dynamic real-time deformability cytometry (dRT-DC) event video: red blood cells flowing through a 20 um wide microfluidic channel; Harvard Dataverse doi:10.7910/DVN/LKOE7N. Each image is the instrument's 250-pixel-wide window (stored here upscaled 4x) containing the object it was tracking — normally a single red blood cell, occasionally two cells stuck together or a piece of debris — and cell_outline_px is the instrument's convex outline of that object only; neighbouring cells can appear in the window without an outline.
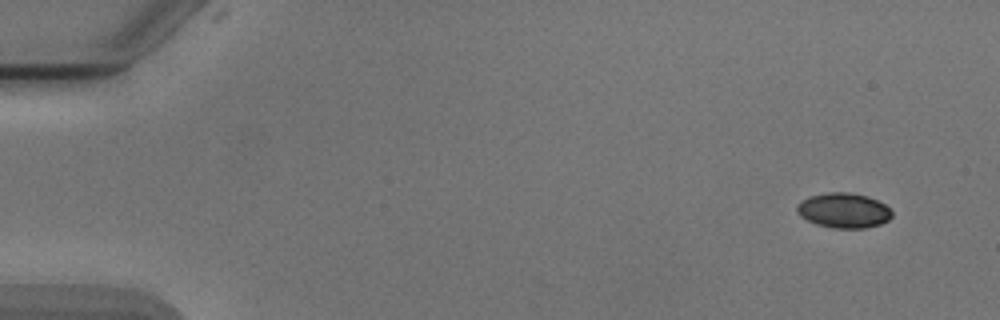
{"species": "Egyptian fruit bat (a non-hibernating species)", "species_latin": "Rousettus aegyptiacus", "temperature_condition": "cold", "stored_images_in_passage": 6, "camera_frame_rate_fps": 3000, "um_per_image_px": 0.085, "animal": {"sex": "male"}, "frame": {"image": 1, "passage_image": 1, "time_ms": 0.0, "image_size_px": [1000, 320], "cell_outline_px": [[892, 216], [888, 220], [880, 224], [864, 228], [832, 228], [816, 224], [800, 216], [796, 212], [796, 204], [800, 200], [808, 196], [828, 192], [848, 192], [868, 196], [884, 204], [892, 212]], "centroid_in_image_um": [71.67, 17.88], "position_along_channel_um": 13.3, "area_um2": 19.48}}
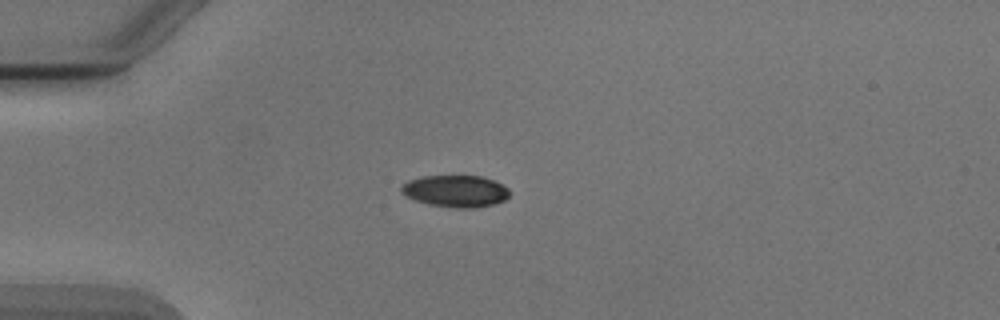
{"frame": {"image": 2, "passage_image": 4, "time_ms": 3.667, "image_size_px": [1000, 320], "cell_outline_px": [[508, 196], [504, 200], [492, 204], [476, 208], [456, 208], [428, 204], [404, 196], [400, 192], [400, 188], [408, 180], [420, 176], [480, 176], [492, 180], [508, 188]], "centroid_in_image_um": [38.67, 16.24], "position_along_channel_um": 46.3, "area_um2": 20.0}}
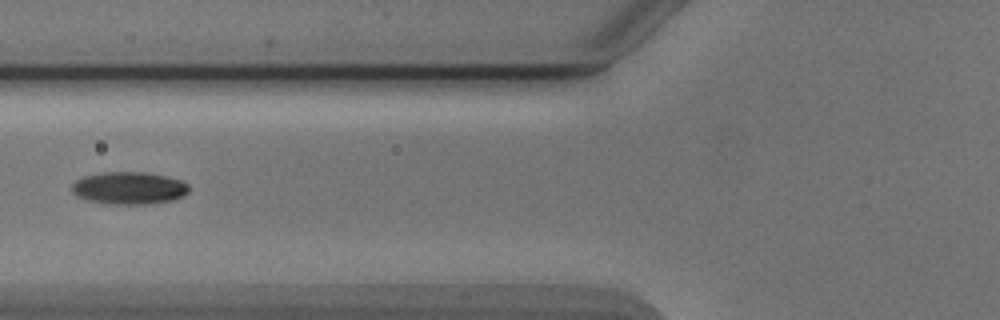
{"frame": {"image": 3, "passage_image": 6, "time_ms": 6.0, "image_size_px": [1000, 320], "cell_outline_px": [[188, 192], [184, 196], [172, 200], [148, 204], [108, 204], [84, 200], [76, 196], [72, 192], [72, 184], [76, 180], [84, 176], [104, 172], [144, 172], [164, 176], [180, 180], [188, 184]], "centroid_in_image_um": [10.93, 15.99], "position_along_channel_um": 114.9, "area_um2": 22.2}}